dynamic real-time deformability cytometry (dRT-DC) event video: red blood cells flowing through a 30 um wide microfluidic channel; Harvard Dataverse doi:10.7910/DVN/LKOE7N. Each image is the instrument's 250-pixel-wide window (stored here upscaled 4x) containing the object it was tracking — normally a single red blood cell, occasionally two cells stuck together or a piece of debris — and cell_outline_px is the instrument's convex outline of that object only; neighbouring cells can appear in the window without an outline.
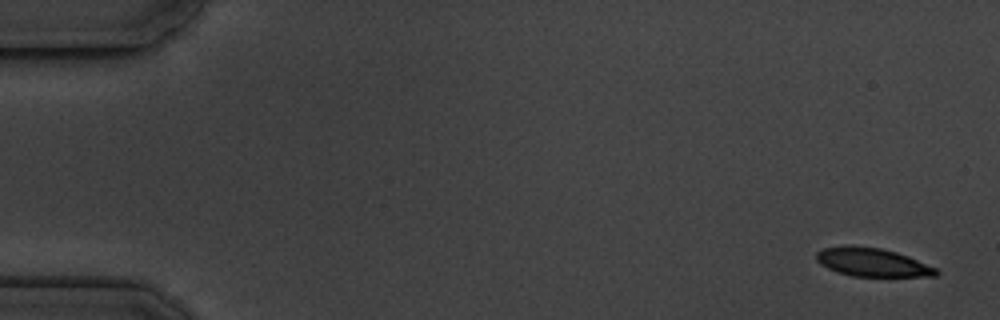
{"species": "common noctule bat (a hibernating species)", "species_latin": "Nyctalus noctula", "temperature_condition": "cold", "stored_images_in_passage": 4, "camera_frame_rate_fps": 3000, "um_per_image_px": 0.085, "animal": {"sex": "male", "body_mass_g": 19.5, "forearm_length_mm": 54.6}, "frame": {"image": 1, "passage_image": 1, "time_ms": 0.0, "image_size_px": [1000, 320], "cell_outline_px": [[940, 272], [936, 276], [852, 276], [836, 272], [820, 264], [816, 260], [816, 252], [824, 248], [880, 248], [896, 252], [908, 256], [936, 268]], "centroid_in_image_um": [74.18, 22.34], "position_along_channel_um": 10.8, "area_um2": 19.13}}
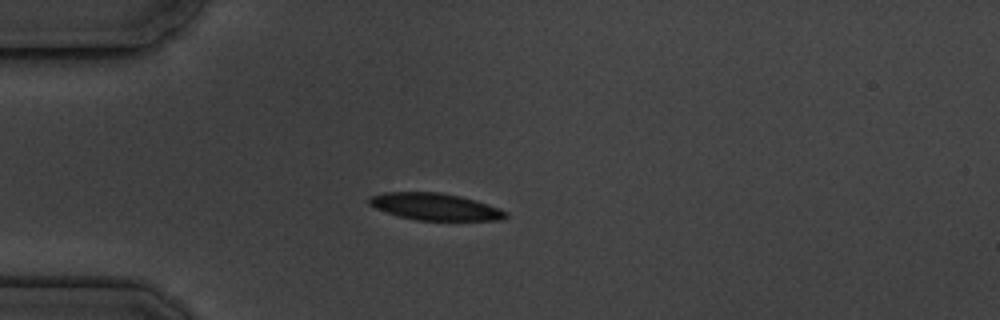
{"frame": {"image": 2, "passage_image": 4, "time_ms": 4.333, "image_size_px": [1000, 320], "cell_outline_px": [[508, 216], [500, 220], [416, 220], [400, 216], [376, 208], [368, 204], [368, 196], [384, 192], [440, 192], [460, 196], [476, 200], [500, 208], [508, 212]], "centroid_in_image_um": [36.99, 17.56], "position_along_channel_um": 48.0, "area_um2": 21.44}}